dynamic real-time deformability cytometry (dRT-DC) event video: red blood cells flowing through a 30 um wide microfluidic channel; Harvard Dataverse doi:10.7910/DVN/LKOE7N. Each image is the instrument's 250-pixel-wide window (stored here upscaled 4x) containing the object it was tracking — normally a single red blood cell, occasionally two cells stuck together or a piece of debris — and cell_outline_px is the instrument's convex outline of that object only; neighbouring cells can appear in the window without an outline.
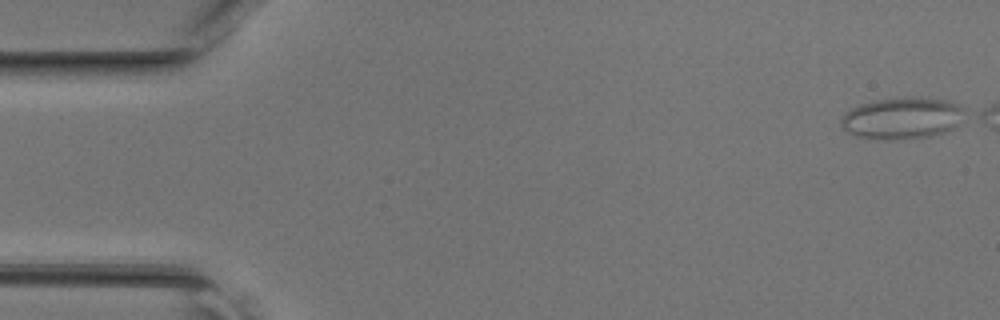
{"species": "common noctule bat (a hibernating species)", "species_latin": "Nyctalus noctula", "temperature_condition": "room temperature", "stored_images_in_passage": 10, "camera_frame_rate_fps": 3000, "um_per_image_px": 0.085, "animal": {"sex": "female", "body_mass_g": 17.0, "forearm_length_mm": 48.0}, "frame": {"image": 1, "passage_image": 1, "time_ms": 0.0, "image_size_px": [1000, 320], "cell_outline_px": [[960, 108], [956, 124], [952, 128], [928, 136], [888, 140], [856, 136], [848, 132], [840, 124], [840, 120], [852, 108], [860, 104], [880, 100], [912, 96], [940, 100], [956, 104]], "centroid_in_image_um": [76.56, 10.05], "position_along_channel_um": 8.4, "area_um2": 28.73}}